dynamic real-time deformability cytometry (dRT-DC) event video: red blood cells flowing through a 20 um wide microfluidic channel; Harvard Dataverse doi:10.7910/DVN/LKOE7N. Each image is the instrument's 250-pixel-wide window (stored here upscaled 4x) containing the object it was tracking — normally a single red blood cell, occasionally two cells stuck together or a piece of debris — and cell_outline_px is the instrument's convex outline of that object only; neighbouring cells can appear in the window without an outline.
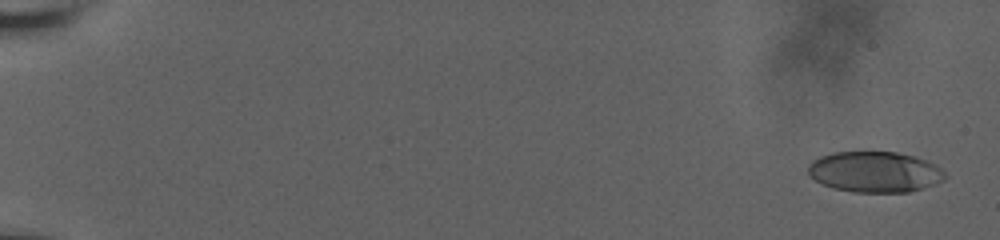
{"species": "human", "species_latin": "Homo sapiens", "temperature_condition": "room temperature", "stored_images_in_passage": 11, "camera_frame_rate_fps": 3000, "um_per_image_px": 0.085, "donor": {"sex": "male"}, "frame": {"image": 1, "passage_image": 1, "time_ms": 0.0, "image_size_px": [1000, 240], "cell_outline_px": [[948, 176], [944, 180], [908, 192], [852, 192], [832, 188], [808, 176], [808, 164], [812, 160], [820, 156], [832, 152], [896, 152], [916, 156], [928, 160], [936, 164]], "centroid_in_image_um": [74.35, 14.6], "position_along_channel_um": 10.7, "area_um2": 32.71}}
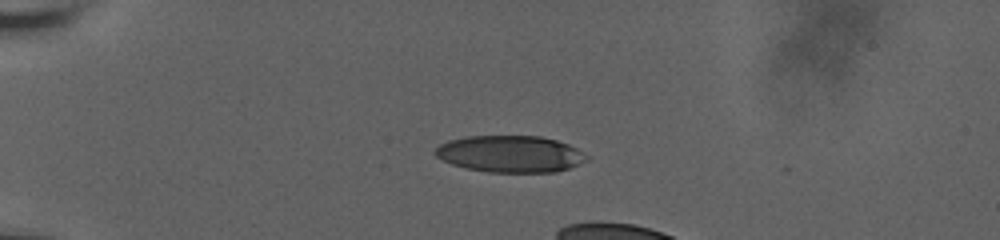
{"frame": {"image": 2, "passage_image": 7, "time_ms": 5.0, "image_size_px": [1000, 240], "cell_outline_px": [[588, 160], [568, 168], [556, 172], [488, 172], [468, 168], [452, 164], [436, 156], [432, 152], [440, 144], [448, 140], [468, 136], [540, 136], [556, 140], [568, 144], [576, 148], [588, 156]], "centroid_in_image_um": [43.36, 13.08], "position_along_channel_um": 41.6, "area_um2": 32.31}}